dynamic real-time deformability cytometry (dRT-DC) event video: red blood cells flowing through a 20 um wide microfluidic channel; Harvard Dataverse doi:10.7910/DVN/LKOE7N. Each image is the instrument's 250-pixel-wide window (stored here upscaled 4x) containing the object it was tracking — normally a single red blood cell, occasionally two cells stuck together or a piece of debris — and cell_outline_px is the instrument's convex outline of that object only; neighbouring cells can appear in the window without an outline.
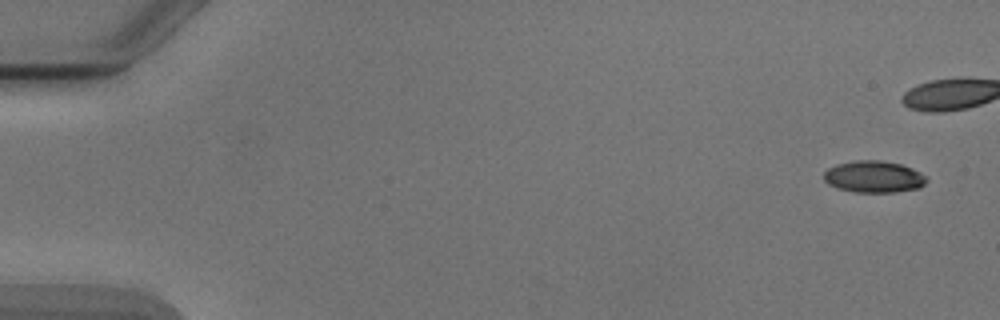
{"species": "Egyptian fruit bat (a non-hibernating species)", "species_latin": "Rousettus aegyptiacus", "temperature_condition": "cold", "stored_images_in_passage": 5, "camera_frame_rate_fps": 3000, "um_per_image_px": 0.085, "animal": {"sex": "male"}, "frame": {"image": 1, "passage_image": 1, "time_ms": 0.0, "image_size_px": [1000, 320], "cell_outline_px": [[928, 180], [920, 188], [896, 192], [856, 192], [836, 188], [828, 184], [824, 180], [824, 172], [828, 168], [836, 164], [856, 160], [880, 160], [900, 164], [912, 168], [920, 172]], "centroid_in_image_um": [74.26, 15.02], "position_along_channel_um": 10.7, "area_um2": 19.07}}
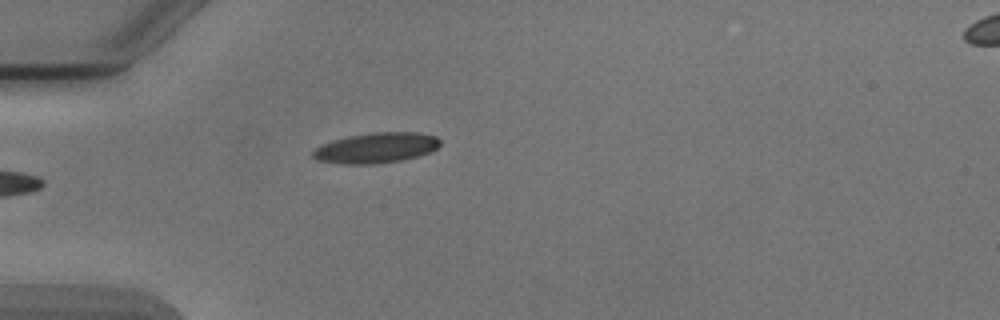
{"frame": {"image": 2, "passage_image": 5, "time_ms": 5.667, "image_size_px": [1000, 320], "cell_outline_px": [[440, 144], [432, 152], [400, 160], [376, 164], [344, 164], [316, 160], [312, 156], [312, 152], [320, 144], [332, 140], [348, 136], [372, 132], [416, 132], [436, 136], [440, 140]], "centroid_in_image_um": [31.95, 12.56], "position_along_channel_um": 53.1, "area_um2": 22.6}}